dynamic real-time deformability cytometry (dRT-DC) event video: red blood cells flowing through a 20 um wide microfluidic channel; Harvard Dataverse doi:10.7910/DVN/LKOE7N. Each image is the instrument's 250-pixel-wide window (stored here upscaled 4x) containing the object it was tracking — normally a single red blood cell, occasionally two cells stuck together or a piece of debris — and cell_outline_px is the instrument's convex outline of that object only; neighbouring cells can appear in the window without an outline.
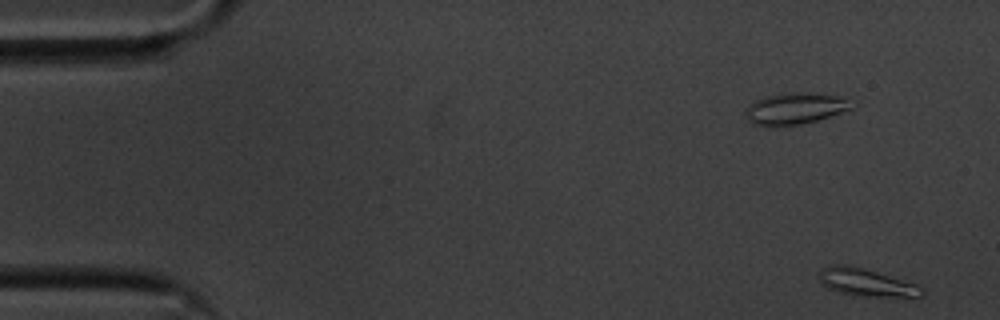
{"species": "common noctule bat (a hibernating species)", "species_latin": "Nyctalus noctula", "temperature_condition": "cold", "stored_images_in_passage": 12, "segment_of_instrument_passage": [1, 2], "camera_frame_rate_fps": 3000, "um_per_image_px": 0.085, "animal": {"sex": "male", "body_mass_g": 20.1, "forearm_length_mm": 53.5}, "frame": {"image": 1, "passage_image": 1, "time_ms": 0.0, "image_size_px": [1000, 320], "cell_outline_px": [[924, 292], [920, 296], [860, 296], [840, 292], [828, 288], [820, 280], [820, 272], [824, 268], [832, 264], [848, 264], [864, 268], [916, 284], [924, 288]], "centroid_in_image_um": [73.63, 23.99], "position_along_channel_um": 11.4, "area_um2": 16.18}}